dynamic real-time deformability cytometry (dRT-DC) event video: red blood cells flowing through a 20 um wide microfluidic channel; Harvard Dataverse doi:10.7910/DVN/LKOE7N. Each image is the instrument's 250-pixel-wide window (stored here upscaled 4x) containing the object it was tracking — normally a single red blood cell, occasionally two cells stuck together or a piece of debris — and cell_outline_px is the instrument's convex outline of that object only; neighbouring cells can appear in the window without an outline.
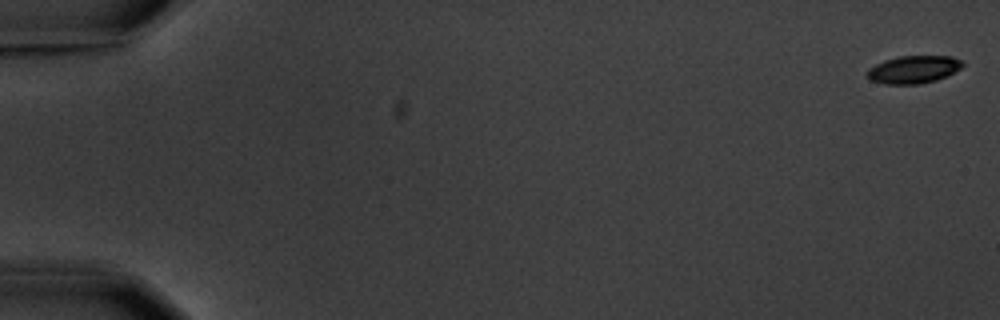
{"species": "common noctule bat (a hibernating species)", "species_latin": "Nyctalus noctula", "temperature_condition": "warm", "stored_images_in_passage": 5, "camera_frame_rate_fps": 3000, "um_per_image_px": 0.085, "animal": {"sex": "male", "body_mass_g": 20.1, "forearm_length_mm": 53.5}, "frame": {"image": 1, "passage_image": 1, "time_ms": 0.0, "image_size_px": [1000, 320], "cell_outline_px": [[964, 64], [960, 68], [936, 80], [920, 84], [884, 84], [868, 80], [868, 68], [884, 60], [900, 56], [952, 56], [960, 60]], "centroid_in_image_um": [77.61, 5.91], "position_along_channel_um": 7.4, "area_um2": 15.26}}
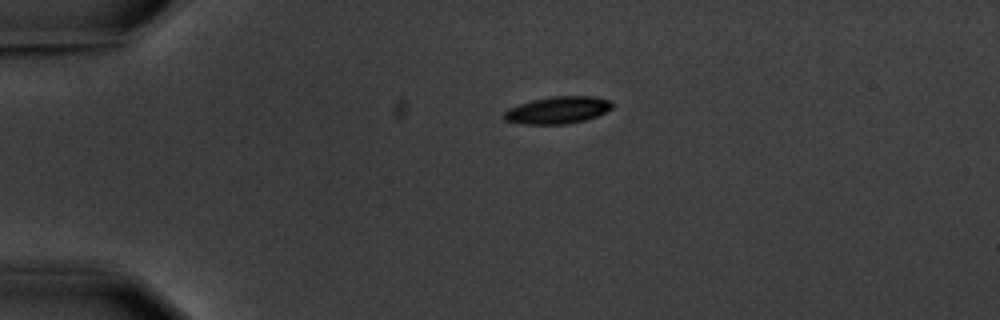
{"frame": {"image": 2, "passage_image": 4, "time_ms": 4.333, "image_size_px": [1000, 320], "cell_outline_px": [[612, 108], [596, 116], [584, 120], [564, 124], [524, 124], [504, 120], [504, 112], [508, 108], [532, 100], [552, 96], [596, 96], [608, 100], [612, 104]], "centroid_in_image_um": [47.39, 9.35], "position_along_channel_um": 37.6, "area_um2": 16.94}}